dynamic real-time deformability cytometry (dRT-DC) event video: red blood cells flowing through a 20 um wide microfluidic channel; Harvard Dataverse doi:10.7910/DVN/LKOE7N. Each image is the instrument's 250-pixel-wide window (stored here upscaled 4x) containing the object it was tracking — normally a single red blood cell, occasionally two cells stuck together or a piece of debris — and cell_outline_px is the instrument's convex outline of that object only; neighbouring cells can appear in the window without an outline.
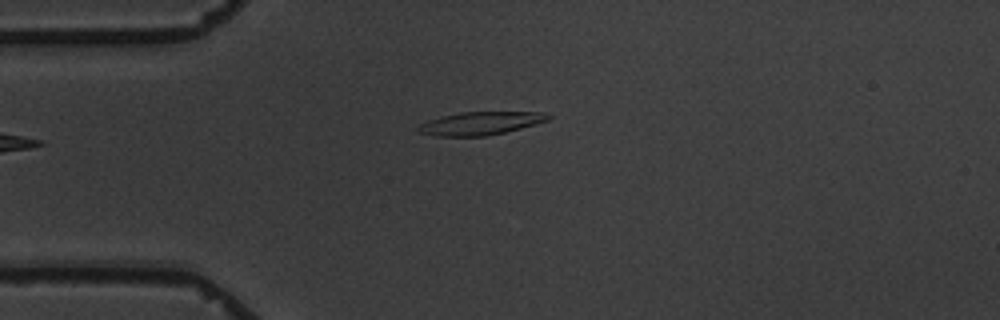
{"species": "common noctule bat (a hibernating species)", "species_latin": "Nyctalus noctula", "temperature_condition": "warm", "stored_images_in_passage": 4, "camera_frame_rate_fps": 3000, "um_per_image_px": 0.085, "animal": {"sex": "male", "body_mass_g": 19.5, "forearm_length_mm": 54.6}, "frame": {"image": 1, "passage_image": 4, "time_ms": 5.0, "image_size_px": [1000, 320], "cell_outline_px": [[552, 116], [548, 120], [536, 124], [504, 132], [484, 136], [436, 136], [420, 132], [416, 128], [420, 124], [428, 120], [440, 116], [460, 112], [544, 112]], "centroid_in_image_um": [40.83, 10.47], "position_along_channel_um": 44.2, "area_um2": 17.4}}